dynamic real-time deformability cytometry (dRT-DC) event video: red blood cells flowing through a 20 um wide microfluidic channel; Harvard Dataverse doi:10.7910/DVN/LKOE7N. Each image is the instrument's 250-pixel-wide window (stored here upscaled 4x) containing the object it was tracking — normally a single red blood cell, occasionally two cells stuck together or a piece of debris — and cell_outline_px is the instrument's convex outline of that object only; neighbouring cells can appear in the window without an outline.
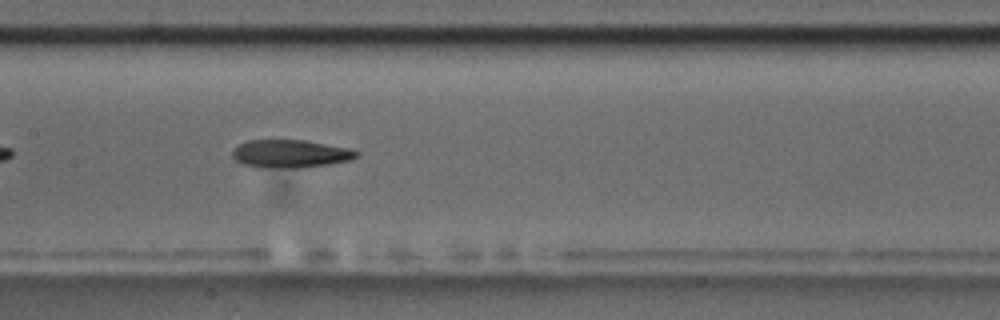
{"species": "common noctule bat (a hibernating species)", "species_latin": "Nyctalus noctula", "temperature_condition": "room temperature", "stored_images_in_passage": 14, "camera_frame_rate_fps": 3000, "um_per_image_px": 0.085, "animal": {"sex": "male", "body_mass_g": 17.5, "forearm_length_mm": 52.3}, "frame": {"image": 1, "passage_image": 7, "time_ms": 7.667, "image_size_px": [1000, 320], "cell_outline_px": [[360, 152], [352, 160], [328, 164], [292, 168], [268, 168], [244, 164], [236, 160], [232, 156], [232, 148], [248, 140], [304, 140], [352, 148]], "centroid_in_image_um": [24.7, 13.06], "position_along_channel_um": 182.7, "area_um2": 20.23}}
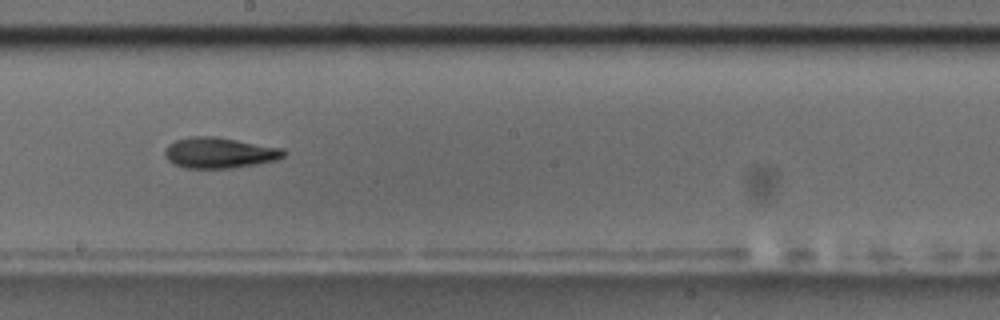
{"frame": {"image": 2, "passage_image": 8, "time_ms": 9.0, "image_size_px": [1000, 320], "cell_outline_px": [[288, 152], [284, 156], [276, 160], [256, 164], [232, 168], [184, 168], [172, 164], [164, 156], [164, 148], [168, 144], [176, 140], [192, 136], [216, 136], [284, 148]], "centroid_in_image_um": [18.64, 12.98], "position_along_channel_um": 229.6, "area_um2": 21.62}, "authors_computed_cell_mechanics": {"area_um2": 21.0681, "velocity_mm_per_s": 3.5295, "shape_relaxation_time_tau1_ms": null, "shape_relaxation_time_tau2_ms": 6.7098, "deformation_change_tau1": null, "deformation_change_tau2": 0.1551}}